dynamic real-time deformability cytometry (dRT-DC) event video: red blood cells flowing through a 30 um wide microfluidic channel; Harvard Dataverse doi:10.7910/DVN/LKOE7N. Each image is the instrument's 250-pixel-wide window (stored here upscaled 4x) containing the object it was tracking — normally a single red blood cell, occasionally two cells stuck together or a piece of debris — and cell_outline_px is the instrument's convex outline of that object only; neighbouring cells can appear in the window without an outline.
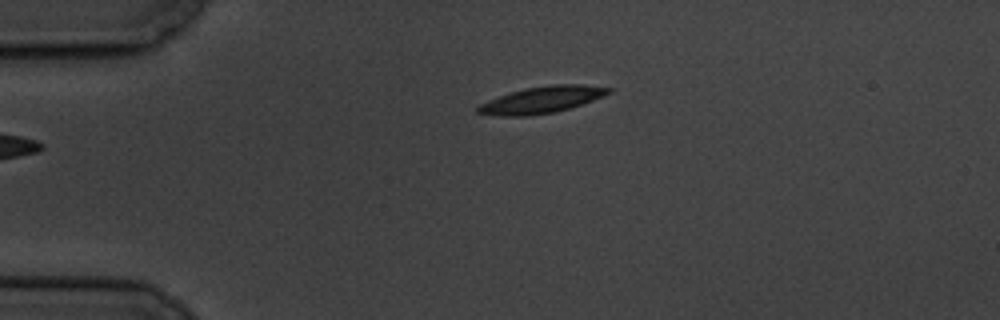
{"species": "common noctule bat (a hibernating species)", "species_latin": "Nyctalus noctula", "temperature_condition": "cold", "stored_images_in_passage": 2, "camera_frame_rate_fps": 3000, "um_per_image_px": 0.085, "animal": {"sex": "male", "body_mass_g": 19.5, "forearm_length_mm": 54.6}, "frame": {"image": 1, "passage_image": 1, "time_ms": 0.0, "image_size_px": [1000, 320], "cell_outline_px": [[612, 92], [604, 96], [556, 112], [528, 116], [500, 116], [476, 112], [476, 108], [480, 104], [488, 100], [524, 88], [548, 84], [584, 84], [612, 88]], "centroid_in_image_um": [46.07, 8.47], "position_along_channel_um": 38.9, "area_um2": 20.23}}